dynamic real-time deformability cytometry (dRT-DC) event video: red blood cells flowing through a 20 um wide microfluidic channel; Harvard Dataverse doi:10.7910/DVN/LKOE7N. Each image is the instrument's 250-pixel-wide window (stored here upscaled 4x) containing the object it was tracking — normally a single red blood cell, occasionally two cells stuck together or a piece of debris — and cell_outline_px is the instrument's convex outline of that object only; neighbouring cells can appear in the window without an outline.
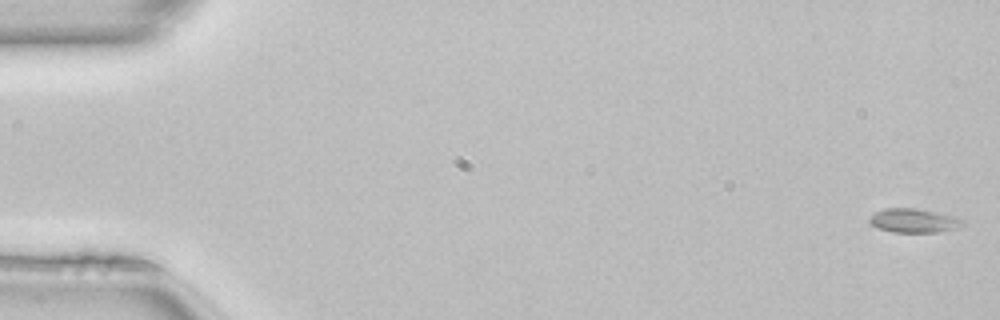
{"species": "common noctule bat (a hibernating species)", "species_latin": "Nyctalus noctula", "temperature_condition": "room temperature", "stored_images_in_passage": 50, "camera_frame_rate_fps": 3000, "um_per_image_px": 0.085, "animal": {"sex": "female", "body_mass_g": 22.7, "forearm_length_mm": 54.2}, "frame": {"image": 1, "passage_image": 1, "time_ms": 0.0, "image_size_px": [1000, 320], "cell_outline_px": [[964, 224], [956, 228], [940, 232], [892, 232], [876, 228], [868, 220], [876, 212], [884, 208], [916, 208], [956, 216], [964, 220]], "centroid_in_image_um": [77.69, 18.75], "position_along_channel_um": 7.3, "area_um2": 13.06}}
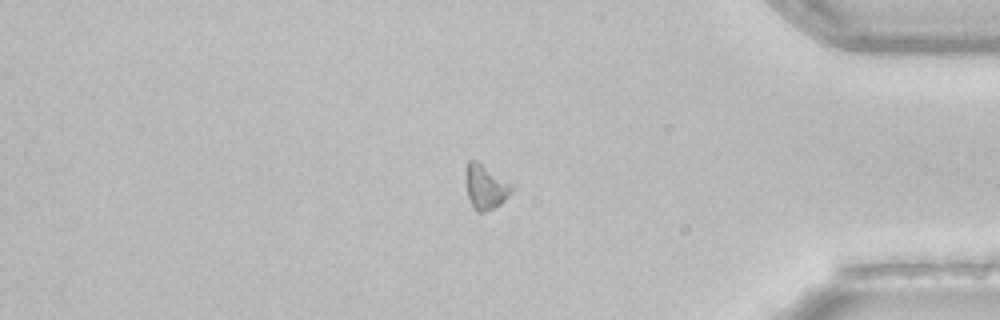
{"frame": {"image": 2, "passage_image": 42, "time_ms": 13.667, "image_size_px": [1000, 320], "cell_outline_px": [[512, 188], [504, 200], [500, 204], [484, 212], [476, 212], [472, 208], [468, 196], [464, 176], [468, 160], [476, 160], [512, 184]], "centroid_in_image_um": [41.21, 15.88], "position_along_channel_um": 394.0, "area_um2": 11.79}}
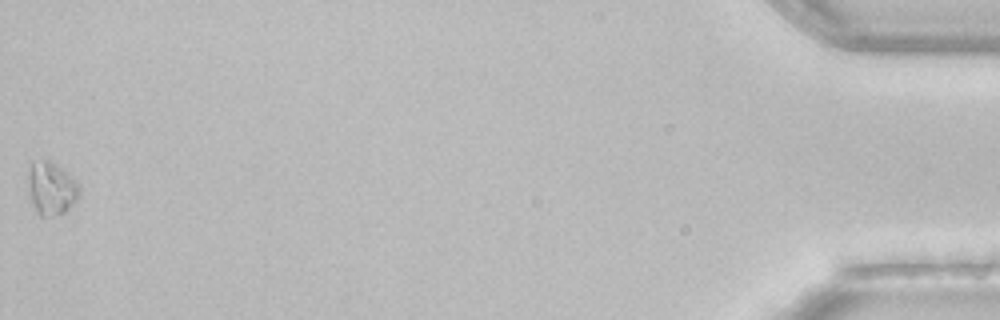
{"frame": {"image": 3, "passage_image": 50, "time_ms": 16.333, "image_size_px": [1000, 320], "cell_outline_px": [[80, 196], [64, 212], [52, 216], [40, 216], [36, 212], [32, 200], [28, 184], [28, 176], [32, 160], [48, 160], [60, 168], [76, 180], [80, 188]], "centroid_in_image_um": [4.37, 16.01], "position_along_channel_um": 430.8, "area_um2": 15.55}, "authors_computed_cell_mechanics": {"area_um2": 12.9472, "velocity_mm_per_s": 4.1198, "shape_relaxation_time_tau1_ms": 1.7073, "shape_relaxation_time_tau2_ms": null, "deformation_change_tau1": 0.0888, "deformation_change_tau2": null}}